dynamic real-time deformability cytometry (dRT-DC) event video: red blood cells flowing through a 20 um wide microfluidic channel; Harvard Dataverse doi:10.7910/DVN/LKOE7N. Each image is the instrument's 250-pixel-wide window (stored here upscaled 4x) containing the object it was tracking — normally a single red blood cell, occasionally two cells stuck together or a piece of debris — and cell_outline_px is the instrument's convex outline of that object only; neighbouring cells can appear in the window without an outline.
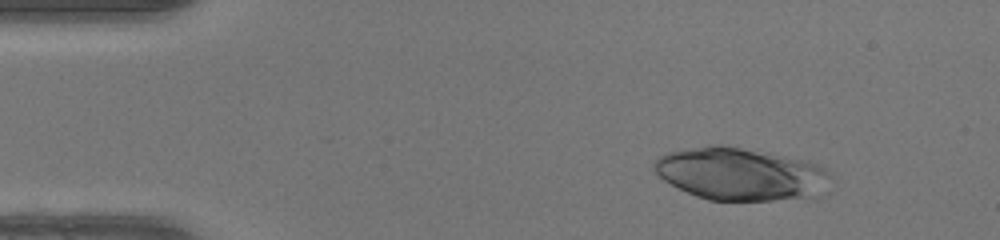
{"species": "human", "species_latin": "Homo sapiens", "temperature_condition": "warm", "stored_images_in_passage": 43, "camera_frame_rate_fps": 3000, "um_per_image_px": 0.085, "donor": {"sex": "female"}, "frame": {"image": 1, "passage_image": 1, "time_ms": 0.0, "image_size_px": [1000, 240], "cell_outline_px": [[836, 180], [816, 200], [708, 200], [696, 196], [664, 180], [652, 168], [652, 164], [660, 156], [668, 152], [708, 144], [724, 144], [808, 160], [824, 168]], "centroid_in_image_um": [63.09, 14.8], "position_along_channel_um": 21.9, "area_um2": 55.37}}
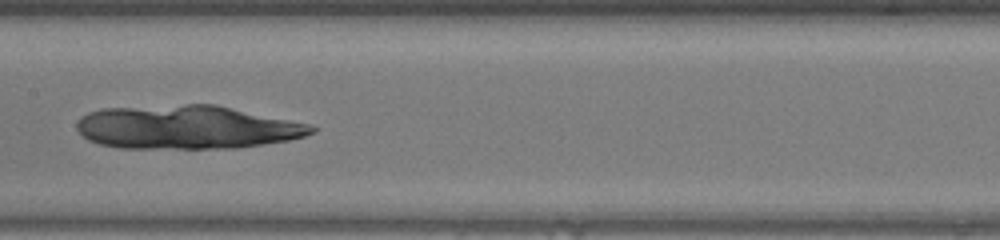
{"frame": {"image": 2, "passage_image": 19, "time_ms": 6.0, "image_size_px": [1000, 240], "cell_outline_px": [[316, 132], [304, 136], [288, 140], [264, 144], [236, 148], [120, 148], [100, 144], [88, 140], [76, 128], [76, 124], [88, 112], [100, 108], [184, 104], [216, 104], [308, 124], [316, 128]], "centroid_in_image_um": [15.86, 10.81], "position_along_channel_um": 191.5, "area_um2": 59.59}}
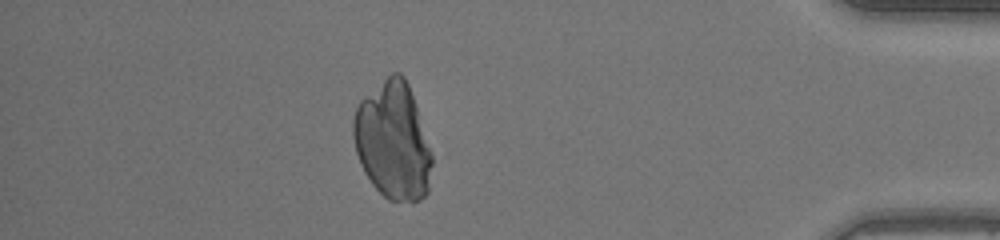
{"frame": {"image": 3, "passage_image": 37, "time_ms": 12.0, "image_size_px": [1000, 240], "cell_outline_px": [[432, 164], [428, 192], [420, 200], [412, 204], [388, 200], [372, 184], [364, 172], [360, 164], [356, 152], [352, 136], [352, 120], [356, 104], [364, 96], [392, 72], [400, 72], [404, 76], [408, 84], [432, 152]], "centroid_in_image_um": [33.38, 12.01], "position_along_channel_um": 401.8, "area_um2": 54.16}}